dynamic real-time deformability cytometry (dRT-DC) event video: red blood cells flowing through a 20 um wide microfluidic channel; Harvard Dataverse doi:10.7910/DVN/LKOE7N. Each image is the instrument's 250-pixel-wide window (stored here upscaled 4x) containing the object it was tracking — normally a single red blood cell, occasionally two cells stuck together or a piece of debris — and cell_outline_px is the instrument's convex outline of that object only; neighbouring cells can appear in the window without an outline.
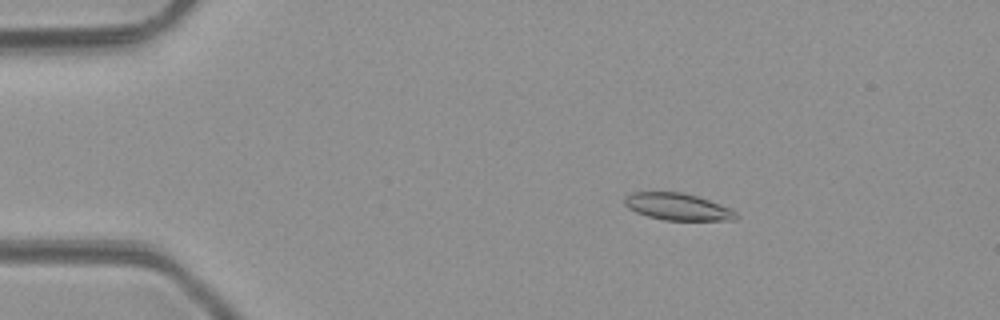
{"species": "common noctule bat (a hibernating species)", "species_latin": "Nyctalus noctula", "temperature_condition": "room temperature", "stored_images_in_passage": 4, "camera_frame_rate_fps": 3000, "um_per_image_px": 0.085, "animal": {"sex": "male", "body_mass_g": 23.1, "forearm_length_mm": 52.7}, "frame": {"image": 1, "passage_image": 1, "time_ms": 0.0, "image_size_px": [1000, 320], "cell_outline_px": [[736, 220], [664, 220], [648, 216], [636, 212], [628, 208], [624, 204], [624, 196], [632, 192], [680, 192], [696, 196], [708, 200], [728, 208], [736, 212]], "centroid_in_image_um": [57.53, 17.57], "position_along_channel_um": 27.5, "area_um2": 17.28}}